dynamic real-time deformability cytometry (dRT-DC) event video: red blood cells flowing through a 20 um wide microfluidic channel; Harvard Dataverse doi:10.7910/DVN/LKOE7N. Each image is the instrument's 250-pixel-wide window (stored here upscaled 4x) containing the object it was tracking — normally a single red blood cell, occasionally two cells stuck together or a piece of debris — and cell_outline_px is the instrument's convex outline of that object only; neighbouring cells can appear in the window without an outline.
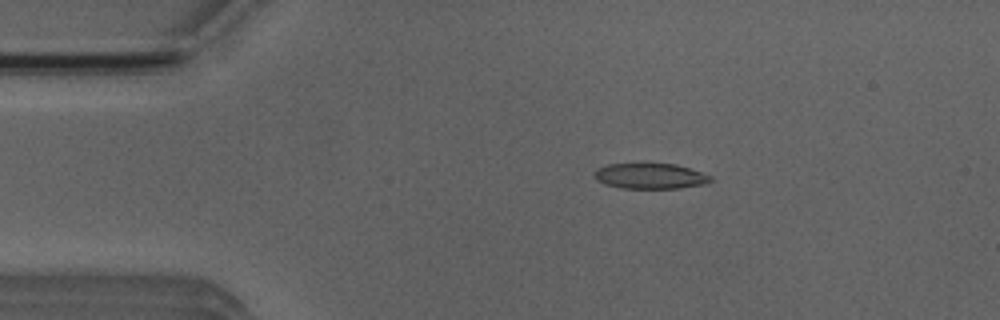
{"species": "Egyptian fruit bat (a non-hibernating species)", "species_latin": "Rousettus aegyptiacus", "temperature_condition": "room temperature", "stored_images_in_passage": 3, "camera_frame_rate_fps": 3000, "um_per_image_px": 0.085, "animal": {"sex": "male"}, "frame": {"image": 1, "passage_image": 1, "time_ms": 0.0, "image_size_px": [1000, 320], "cell_outline_px": [[712, 180], [708, 184], [680, 188], [620, 188], [604, 184], [596, 180], [592, 176], [592, 172], [596, 168], [608, 164], [676, 164], [712, 176]], "centroid_in_image_um": [55.23, 14.97], "position_along_channel_um": 29.8, "area_um2": 17.46}}